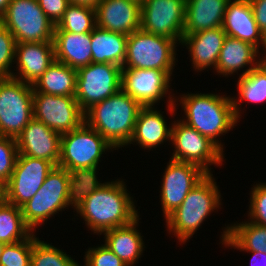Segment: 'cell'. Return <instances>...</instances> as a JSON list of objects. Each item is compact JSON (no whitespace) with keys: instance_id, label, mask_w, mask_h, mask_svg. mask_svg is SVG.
<instances>
[{"instance_id":"6da1fadb","label":"cell","mask_w":266,"mask_h":266,"mask_svg":"<svg viewBox=\"0 0 266 266\" xmlns=\"http://www.w3.org/2000/svg\"><path fill=\"white\" fill-rule=\"evenodd\" d=\"M123 181L106 182L77 210L94 233L122 227L139 217Z\"/></svg>"},{"instance_id":"7a4b0ae2","label":"cell","mask_w":266,"mask_h":266,"mask_svg":"<svg viewBox=\"0 0 266 266\" xmlns=\"http://www.w3.org/2000/svg\"><path fill=\"white\" fill-rule=\"evenodd\" d=\"M143 106L122 88L85 112V123L98 131L114 148L129 145Z\"/></svg>"},{"instance_id":"3957f363","label":"cell","mask_w":266,"mask_h":266,"mask_svg":"<svg viewBox=\"0 0 266 266\" xmlns=\"http://www.w3.org/2000/svg\"><path fill=\"white\" fill-rule=\"evenodd\" d=\"M179 101L187 119L182 121L195 128L224 152L222 143L216 140V137L230 131L239 120L235 116L231 98L198 93L184 95Z\"/></svg>"},{"instance_id":"277c9868","label":"cell","mask_w":266,"mask_h":266,"mask_svg":"<svg viewBox=\"0 0 266 266\" xmlns=\"http://www.w3.org/2000/svg\"><path fill=\"white\" fill-rule=\"evenodd\" d=\"M208 173L186 196L182 204L166 218L169 232L180 242H186L213 210L219 208L220 192Z\"/></svg>"},{"instance_id":"5b68a950","label":"cell","mask_w":266,"mask_h":266,"mask_svg":"<svg viewBox=\"0 0 266 266\" xmlns=\"http://www.w3.org/2000/svg\"><path fill=\"white\" fill-rule=\"evenodd\" d=\"M176 44L173 39L145 32L140 28L128 35L122 69L173 71Z\"/></svg>"},{"instance_id":"8992f818","label":"cell","mask_w":266,"mask_h":266,"mask_svg":"<svg viewBox=\"0 0 266 266\" xmlns=\"http://www.w3.org/2000/svg\"><path fill=\"white\" fill-rule=\"evenodd\" d=\"M0 22L12 33L16 43L53 42L55 25L37 0H11Z\"/></svg>"},{"instance_id":"52a82bcc","label":"cell","mask_w":266,"mask_h":266,"mask_svg":"<svg viewBox=\"0 0 266 266\" xmlns=\"http://www.w3.org/2000/svg\"><path fill=\"white\" fill-rule=\"evenodd\" d=\"M112 148L98 131L84 122L79 128L61 134L58 167L67 171L98 167L103 152Z\"/></svg>"},{"instance_id":"ba28073f","label":"cell","mask_w":266,"mask_h":266,"mask_svg":"<svg viewBox=\"0 0 266 266\" xmlns=\"http://www.w3.org/2000/svg\"><path fill=\"white\" fill-rule=\"evenodd\" d=\"M32 118V85L0 78V135L16 139Z\"/></svg>"},{"instance_id":"9c48e42d","label":"cell","mask_w":266,"mask_h":266,"mask_svg":"<svg viewBox=\"0 0 266 266\" xmlns=\"http://www.w3.org/2000/svg\"><path fill=\"white\" fill-rule=\"evenodd\" d=\"M70 173L55 166L37 193L21 206L23 219L32 230L49 219L51 215L68 207L67 191Z\"/></svg>"},{"instance_id":"30bf717a","label":"cell","mask_w":266,"mask_h":266,"mask_svg":"<svg viewBox=\"0 0 266 266\" xmlns=\"http://www.w3.org/2000/svg\"><path fill=\"white\" fill-rule=\"evenodd\" d=\"M122 67L111 63H93L77 70L75 98L85 113L121 89Z\"/></svg>"},{"instance_id":"8fae6325","label":"cell","mask_w":266,"mask_h":266,"mask_svg":"<svg viewBox=\"0 0 266 266\" xmlns=\"http://www.w3.org/2000/svg\"><path fill=\"white\" fill-rule=\"evenodd\" d=\"M172 125L170 140L175 150L170 159L196 164L207 173H211L210 165H222L223 152L212 141L183 121Z\"/></svg>"},{"instance_id":"7c38bea8","label":"cell","mask_w":266,"mask_h":266,"mask_svg":"<svg viewBox=\"0 0 266 266\" xmlns=\"http://www.w3.org/2000/svg\"><path fill=\"white\" fill-rule=\"evenodd\" d=\"M33 117L51 130L64 134L85 122V113L75 96L33 93Z\"/></svg>"},{"instance_id":"4fadbf2b","label":"cell","mask_w":266,"mask_h":266,"mask_svg":"<svg viewBox=\"0 0 266 266\" xmlns=\"http://www.w3.org/2000/svg\"><path fill=\"white\" fill-rule=\"evenodd\" d=\"M186 0H144L141 29L181 43L184 35Z\"/></svg>"},{"instance_id":"5bb4252c","label":"cell","mask_w":266,"mask_h":266,"mask_svg":"<svg viewBox=\"0 0 266 266\" xmlns=\"http://www.w3.org/2000/svg\"><path fill=\"white\" fill-rule=\"evenodd\" d=\"M55 168L47 160L18 155L7 182L6 202L21 207L41 188L45 178Z\"/></svg>"},{"instance_id":"9a60e30c","label":"cell","mask_w":266,"mask_h":266,"mask_svg":"<svg viewBox=\"0 0 266 266\" xmlns=\"http://www.w3.org/2000/svg\"><path fill=\"white\" fill-rule=\"evenodd\" d=\"M165 170L160 196L166 219L208 173L196 164L173 159L169 161Z\"/></svg>"},{"instance_id":"2e32d148","label":"cell","mask_w":266,"mask_h":266,"mask_svg":"<svg viewBox=\"0 0 266 266\" xmlns=\"http://www.w3.org/2000/svg\"><path fill=\"white\" fill-rule=\"evenodd\" d=\"M172 71L122 69L121 88L142 106H153L168 92Z\"/></svg>"},{"instance_id":"e0dca14e","label":"cell","mask_w":266,"mask_h":266,"mask_svg":"<svg viewBox=\"0 0 266 266\" xmlns=\"http://www.w3.org/2000/svg\"><path fill=\"white\" fill-rule=\"evenodd\" d=\"M18 155L44 159L58 166L61 134L34 117L16 138Z\"/></svg>"},{"instance_id":"ac0fdd59","label":"cell","mask_w":266,"mask_h":266,"mask_svg":"<svg viewBox=\"0 0 266 266\" xmlns=\"http://www.w3.org/2000/svg\"><path fill=\"white\" fill-rule=\"evenodd\" d=\"M97 27L130 35L141 28V4L133 0H102L96 7Z\"/></svg>"},{"instance_id":"d6986e66","label":"cell","mask_w":266,"mask_h":266,"mask_svg":"<svg viewBox=\"0 0 266 266\" xmlns=\"http://www.w3.org/2000/svg\"><path fill=\"white\" fill-rule=\"evenodd\" d=\"M221 27L226 36L250 43L257 49L260 44L266 47V37L255 21L249 0H230L227 3Z\"/></svg>"},{"instance_id":"ffe728a7","label":"cell","mask_w":266,"mask_h":266,"mask_svg":"<svg viewBox=\"0 0 266 266\" xmlns=\"http://www.w3.org/2000/svg\"><path fill=\"white\" fill-rule=\"evenodd\" d=\"M16 59L20 76L13 73L12 78L33 85L55 61L53 42L16 43Z\"/></svg>"},{"instance_id":"44dd1931","label":"cell","mask_w":266,"mask_h":266,"mask_svg":"<svg viewBox=\"0 0 266 266\" xmlns=\"http://www.w3.org/2000/svg\"><path fill=\"white\" fill-rule=\"evenodd\" d=\"M225 37L222 27L183 35L181 43L188 45L195 70L202 71L211 66L216 68Z\"/></svg>"},{"instance_id":"7402d4cb","label":"cell","mask_w":266,"mask_h":266,"mask_svg":"<svg viewBox=\"0 0 266 266\" xmlns=\"http://www.w3.org/2000/svg\"><path fill=\"white\" fill-rule=\"evenodd\" d=\"M55 60L78 70L92 62L91 33L54 32Z\"/></svg>"},{"instance_id":"603a6c76","label":"cell","mask_w":266,"mask_h":266,"mask_svg":"<svg viewBox=\"0 0 266 266\" xmlns=\"http://www.w3.org/2000/svg\"><path fill=\"white\" fill-rule=\"evenodd\" d=\"M229 1L186 0L184 34L221 27Z\"/></svg>"},{"instance_id":"cb8c5ba5","label":"cell","mask_w":266,"mask_h":266,"mask_svg":"<svg viewBox=\"0 0 266 266\" xmlns=\"http://www.w3.org/2000/svg\"><path fill=\"white\" fill-rule=\"evenodd\" d=\"M139 217L132 223L103 232L105 246L119 257L126 266L134 265L143 253L144 243L141 233L136 230Z\"/></svg>"},{"instance_id":"d4e9b609","label":"cell","mask_w":266,"mask_h":266,"mask_svg":"<svg viewBox=\"0 0 266 266\" xmlns=\"http://www.w3.org/2000/svg\"><path fill=\"white\" fill-rule=\"evenodd\" d=\"M258 53L259 49L252 44L226 36L215 70L218 74L226 76L235 73L246 65H250L251 67L241 73L245 75L258 66V60L256 61ZM254 61L256 62L254 63Z\"/></svg>"},{"instance_id":"484cf974","label":"cell","mask_w":266,"mask_h":266,"mask_svg":"<svg viewBox=\"0 0 266 266\" xmlns=\"http://www.w3.org/2000/svg\"><path fill=\"white\" fill-rule=\"evenodd\" d=\"M152 106H143L138 114L133 136L129 142H136L143 148L152 149L171 139V128L162 114Z\"/></svg>"},{"instance_id":"4316f807","label":"cell","mask_w":266,"mask_h":266,"mask_svg":"<svg viewBox=\"0 0 266 266\" xmlns=\"http://www.w3.org/2000/svg\"><path fill=\"white\" fill-rule=\"evenodd\" d=\"M128 36L95 27L91 32L93 63H111L123 68Z\"/></svg>"},{"instance_id":"83f0119b","label":"cell","mask_w":266,"mask_h":266,"mask_svg":"<svg viewBox=\"0 0 266 266\" xmlns=\"http://www.w3.org/2000/svg\"><path fill=\"white\" fill-rule=\"evenodd\" d=\"M77 70L55 60L32 85L33 93L75 96Z\"/></svg>"},{"instance_id":"f1b7e54d","label":"cell","mask_w":266,"mask_h":266,"mask_svg":"<svg viewBox=\"0 0 266 266\" xmlns=\"http://www.w3.org/2000/svg\"><path fill=\"white\" fill-rule=\"evenodd\" d=\"M222 242L240 251L266 253V226L251 221L227 226L222 234Z\"/></svg>"},{"instance_id":"f546056e","label":"cell","mask_w":266,"mask_h":266,"mask_svg":"<svg viewBox=\"0 0 266 266\" xmlns=\"http://www.w3.org/2000/svg\"><path fill=\"white\" fill-rule=\"evenodd\" d=\"M33 231L26 225L21 207L0 202V242L10 244L26 240Z\"/></svg>"},{"instance_id":"4dcf8cb0","label":"cell","mask_w":266,"mask_h":266,"mask_svg":"<svg viewBox=\"0 0 266 266\" xmlns=\"http://www.w3.org/2000/svg\"><path fill=\"white\" fill-rule=\"evenodd\" d=\"M97 167L70 170L67 201L68 206L77 211L84 200L104 183H99L96 177Z\"/></svg>"},{"instance_id":"1f68e13d","label":"cell","mask_w":266,"mask_h":266,"mask_svg":"<svg viewBox=\"0 0 266 266\" xmlns=\"http://www.w3.org/2000/svg\"><path fill=\"white\" fill-rule=\"evenodd\" d=\"M96 26V9L69 4L63 17L55 25L54 32L91 33Z\"/></svg>"},{"instance_id":"d6a6232c","label":"cell","mask_w":266,"mask_h":266,"mask_svg":"<svg viewBox=\"0 0 266 266\" xmlns=\"http://www.w3.org/2000/svg\"><path fill=\"white\" fill-rule=\"evenodd\" d=\"M239 100L231 98L236 118L240 117L239 105L237 102L243 100L250 103L266 102V74L257 66L238 80Z\"/></svg>"},{"instance_id":"836d02e7","label":"cell","mask_w":266,"mask_h":266,"mask_svg":"<svg viewBox=\"0 0 266 266\" xmlns=\"http://www.w3.org/2000/svg\"><path fill=\"white\" fill-rule=\"evenodd\" d=\"M31 266H80L62 250L40 241L32 234Z\"/></svg>"},{"instance_id":"e575fe53","label":"cell","mask_w":266,"mask_h":266,"mask_svg":"<svg viewBox=\"0 0 266 266\" xmlns=\"http://www.w3.org/2000/svg\"><path fill=\"white\" fill-rule=\"evenodd\" d=\"M32 234L23 241L5 244L0 266H31Z\"/></svg>"},{"instance_id":"d590c367","label":"cell","mask_w":266,"mask_h":266,"mask_svg":"<svg viewBox=\"0 0 266 266\" xmlns=\"http://www.w3.org/2000/svg\"><path fill=\"white\" fill-rule=\"evenodd\" d=\"M16 52V40L12 33L0 22V78L12 77L10 66Z\"/></svg>"},{"instance_id":"8d00e7d4","label":"cell","mask_w":266,"mask_h":266,"mask_svg":"<svg viewBox=\"0 0 266 266\" xmlns=\"http://www.w3.org/2000/svg\"><path fill=\"white\" fill-rule=\"evenodd\" d=\"M18 156L17 141L0 135V178L9 181Z\"/></svg>"},{"instance_id":"74e56055","label":"cell","mask_w":266,"mask_h":266,"mask_svg":"<svg viewBox=\"0 0 266 266\" xmlns=\"http://www.w3.org/2000/svg\"><path fill=\"white\" fill-rule=\"evenodd\" d=\"M251 192L248 216L251 222L266 226V183L256 184Z\"/></svg>"},{"instance_id":"f35d334b","label":"cell","mask_w":266,"mask_h":266,"mask_svg":"<svg viewBox=\"0 0 266 266\" xmlns=\"http://www.w3.org/2000/svg\"><path fill=\"white\" fill-rule=\"evenodd\" d=\"M84 259V266H126L123 261L105 245L88 249Z\"/></svg>"},{"instance_id":"ab89813d","label":"cell","mask_w":266,"mask_h":266,"mask_svg":"<svg viewBox=\"0 0 266 266\" xmlns=\"http://www.w3.org/2000/svg\"><path fill=\"white\" fill-rule=\"evenodd\" d=\"M39 6L50 19V21L56 25L63 17L68 5V0H37Z\"/></svg>"},{"instance_id":"60d3db41","label":"cell","mask_w":266,"mask_h":266,"mask_svg":"<svg viewBox=\"0 0 266 266\" xmlns=\"http://www.w3.org/2000/svg\"><path fill=\"white\" fill-rule=\"evenodd\" d=\"M254 13L255 21L266 37V0H249Z\"/></svg>"},{"instance_id":"b9f144b4","label":"cell","mask_w":266,"mask_h":266,"mask_svg":"<svg viewBox=\"0 0 266 266\" xmlns=\"http://www.w3.org/2000/svg\"><path fill=\"white\" fill-rule=\"evenodd\" d=\"M101 1L102 0H68L70 4L88 6L94 9H96V7Z\"/></svg>"},{"instance_id":"7bdbcfd3","label":"cell","mask_w":266,"mask_h":266,"mask_svg":"<svg viewBox=\"0 0 266 266\" xmlns=\"http://www.w3.org/2000/svg\"><path fill=\"white\" fill-rule=\"evenodd\" d=\"M249 252H251L252 253V258H251V265L252 266H259V265H256L257 263H258V257H261V258H263V260H264V266H266V253H261V252H254V251H249ZM259 260H261V259H259ZM262 266V265H261Z\"/></svg>"},{"instance_id":"ee69618b","label":"cell","mask_w":266,"mask_h":266,"mask_svg":"<svg viewBox=\"0 0 266 266\" xmlns=\"http://www.w3.org/2000/svg\"><path fill=\"white\" fill-rule=\"evenodd\" d=\"M7 197V182L0 178V202H4Z\"/></svg>"},{"instance_id":"f6af8a7d","label":"cell","mask_w":266,"mask_h":266,"mask_svg":"<svg viewBox=\"0 0 266 266\" xmlns=\"http://www.w3.org/2000/svg\"><path fill=\"white\" fill-rule=\"evenodd\" d=\"M11 0H0V18L4 15Z\"/></svg>"},{"instance_id":"bcb514c9","label":"cell","mask_w":266,"mask_h":266,"mask_svg":"<svg viewBox=\"0 0 266 266\" xmlns=\"http://www.w3.org/2000/svg\"><path fill=\"white\" fill-rule=\"evenodd\" d=\"M258 67L266 74V57L258 61Z\"/></svg>"},{"instance_id":"7dc6e473","label":"cell","mask_w":266,"mask_h":266,"mask_svg":"<svg viewBox=\"0 0 266 266\" xmlns=\"http://www.w3.org/2000/svg\"><path fill=\"white\" fill-rule=\"evenodd\" d=\"M4 246H5V244L0 242V257L2 255V251H3Z\"/></svg>"},{"instance_id":"c3c4849f","label":"cell","mask_w":266,"mask_h":266,"mask_svg":"<svg viewBox=\"0 0 266 266\" xmlns=\"http://www.w3.org/2000/svg\"><path fill=\"white\" fill-rule=\"evenodd\" d=\"M133 1H136V2H138V3H140V4H142V2H143L144 0H133Z\"/></svg>"}]
</instances>
